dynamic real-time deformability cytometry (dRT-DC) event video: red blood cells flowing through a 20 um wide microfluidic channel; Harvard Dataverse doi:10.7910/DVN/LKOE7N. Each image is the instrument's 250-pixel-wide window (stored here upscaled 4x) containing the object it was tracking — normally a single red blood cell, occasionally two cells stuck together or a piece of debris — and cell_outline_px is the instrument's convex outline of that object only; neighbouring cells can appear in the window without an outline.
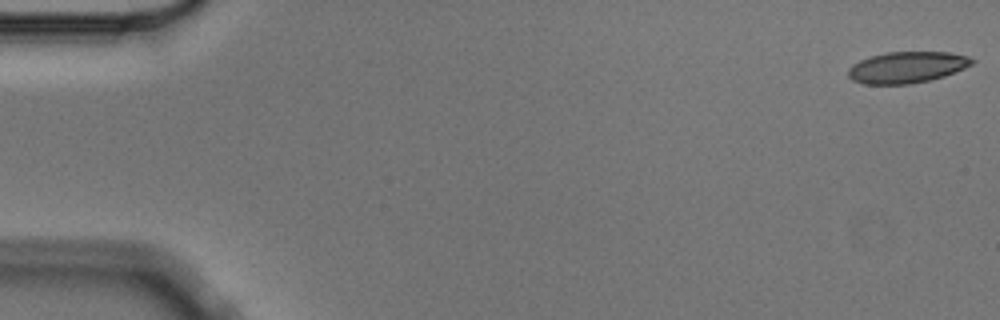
{"species": "Egyptian fruit bat (a non-hibernating species)", "species_latin": "Rousettus aegyptiacus", "temperature_condition": "cold", "stored_images_in_passage": 4, "camera_frame_rate_fps": 3000, "um_per_image_px": 0.085, "animal": {"sex": "male"}, "frame": {"image": 1, "passage_image": 1, "time_ms": 0.0, "image_size_px": [1000, 320], "cell_outline_px": [[976, 60], [972, 64], [964, 68], [944, 76], [928, 80], [908, 84], [864, 84], [852, 80], [848, 76], [848, 68], [852, 64], [860, 60], [872, 56], [888, 52], [948, 52], [968, 56]], "centroid_in_image_um": [77.08, 5.72], "position_along_channel_um": 7.9, "area_um2": 22.48}}